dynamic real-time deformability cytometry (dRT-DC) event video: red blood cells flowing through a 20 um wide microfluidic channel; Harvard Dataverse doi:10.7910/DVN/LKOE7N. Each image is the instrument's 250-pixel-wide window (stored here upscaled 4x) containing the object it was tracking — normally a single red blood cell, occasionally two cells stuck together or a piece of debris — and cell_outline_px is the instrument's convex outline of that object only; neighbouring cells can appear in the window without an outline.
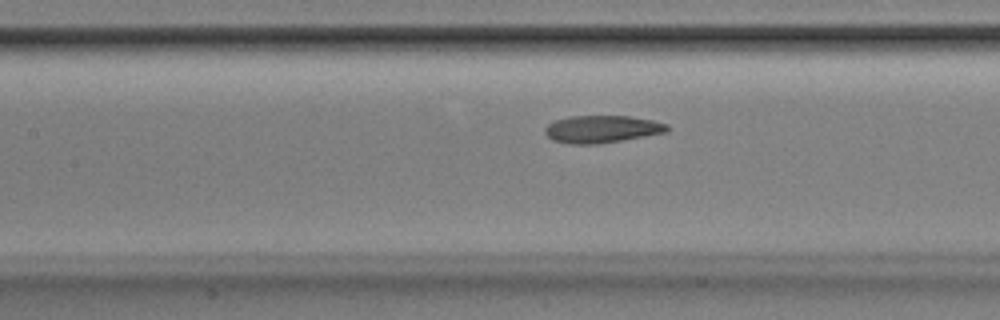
{"species": "Egyptian fruit bat (a non-hibernating species)", "species_latin": "Rousettus aegyptiacus", "temperature_condition": "room temperature", "stored_images_in_passage": 49, "camera_frame_rate_fps": 3000, "um_per_image_px": 0.085, "animal": {"sex": "male"}, "frame": {"image": 1, "passage_image": 20, "time_ms": 6.333, "image_size_px": [1000, 320], "cell_outline_px": [[668, 132], [596, 144], [568, 144], [552, 140], [544, 132], [544, 128], [548, 124], [556, 120], [568, 116], [628, 116], [652, 120], [668, 124]], "centroid_in_image_um": [51.13, 10.97], "position_along_channel_um": 156.3, "area_um2": 19.42}}
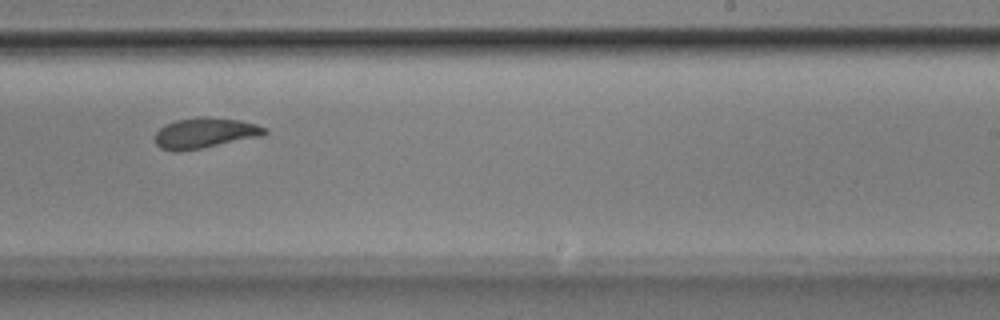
{"frame": {"image": 2, "passage_image": 29, "time_ms": 9.333, "image_size_px": [1000, 320], "cell_outline_px": [[268, 132], [260, 136], [180, 152], [172, 152], [160, 148], [156, 144], [156, 132], [164, 124], [176, 120], [196, 116], [204, 116], [240, 120], [256, 124], [268, 128]], "centroid_in_image_um": [17.39, 11.29], "position_along_channel_um": 271.6, "area_um2": 19.54}}
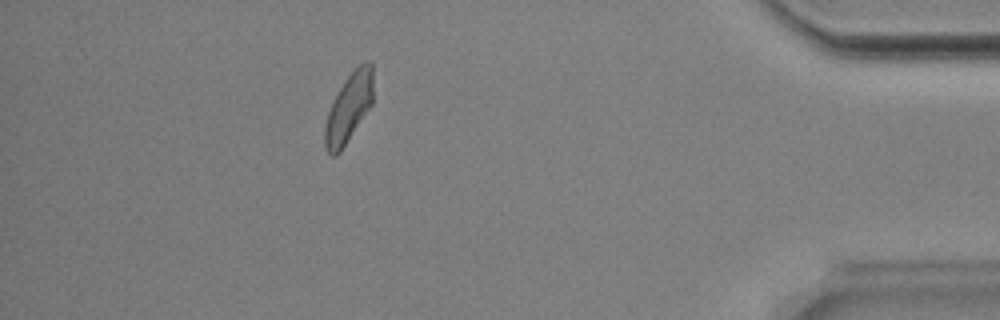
{"frame": {"image": 3, "passage_image": 43, "time_ms": 14.0, "image_size_px": [1000, 320], "cell_outline_px": [[372, 104], [340, 152], [336, 156], [332, 156], [328, 152], [324, 144], [324, 128], [328, 112], [340, 88], [348, 76], [364, 60], [372, 64]], "centroid_in_image_um": [29.64, 9.2], "position_along_channel_um": 405.6, "area_um2": 18.96}, "authors_computed_cell_mechanics": {"area_um2": 19.7676, "velocity_mm_per_s": 3.8661, "shape_relaxation_time_tau1_ms": 2.9985, "shape_relaxation_time_tau2_ms": 2.2053, "deformation_change_tau1": 0.1362, "deformation_change_tau2": 0.0668}}